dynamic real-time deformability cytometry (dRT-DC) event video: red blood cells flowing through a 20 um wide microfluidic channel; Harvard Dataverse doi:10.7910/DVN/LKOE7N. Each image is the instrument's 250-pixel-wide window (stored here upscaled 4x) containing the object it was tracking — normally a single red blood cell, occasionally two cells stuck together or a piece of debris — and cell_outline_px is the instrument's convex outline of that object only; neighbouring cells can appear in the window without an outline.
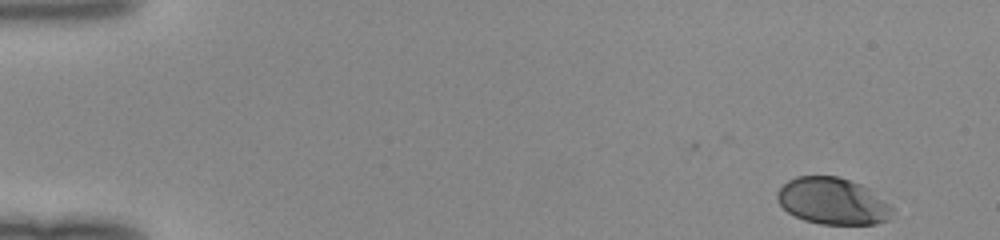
{"species": "human", "species_latin": "Homo sapiens", "temperature_condition": "room temperature", "stored_images_in_passage": 43, "camera_frame_rate_fps": 3000, "um_per_image_px": 0.085, "donor": {"sex": "female"}, "frame": {"image": 1, "passage_image": 1, "time_ms": 0.0, "image_size_px": [1000, 240], "cell_outline_px": [[896, 208], [888, 220], [876, 224], [820, 224], [804, 220], [788, 212], [776, 200], [776, 192], [788, 180], [796, 176], [836, 176], [860, 184], [868, 188], [892, 204]], "centroid_in_image_um": [70.81, 17.1], "position_along_channel_um": 14.2, "area_um2": 31.56}}
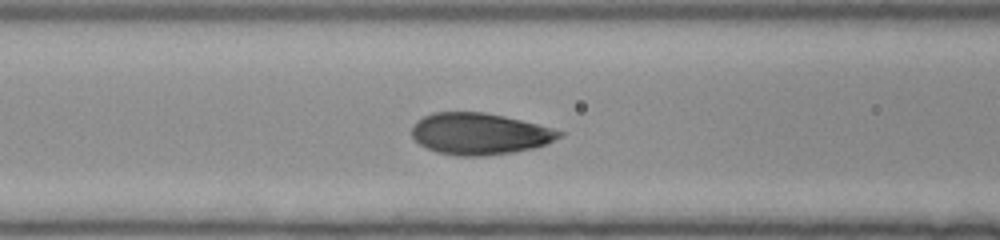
{"frame": {"image": 2, "passage_image": 19, "time_ms": 6.0, "image_size_px": [1000, 240], "cell_outline_px": [[564, 136], [548, 144], [532, 148], [512, 152], [484, 156], [456, 156], [436, 152], [420, 144], [412, 136], [412, 124], [416, 120], [432, 112], [484, 112], [504, 116], [552, 128], [564, 132]], "centroid_in_image_um": [40.76, 11.37], "position_along_channel_um": 125.8, "area_um2": 35.84}}
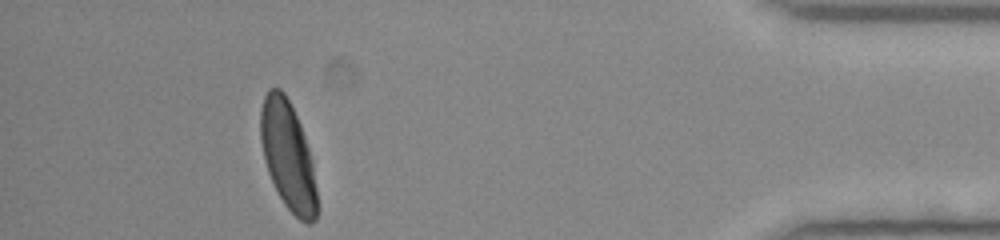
{"frame": {"image": 3, "passage_image": 43, "time_ms": 14.0, "image_size_px": [1000, 240], "cell_outline_px": [[316, 220], [312, 224], [308, 224], [300, 220], [284, 204], [268, 172], [264, 160], [260, 140], [260, 108], [264, 96], [268, 88], [280, 88], [284, 92], [300, 124], [312, 160], [316, 188]], "centroid_in_image_um": [24.45, 13.22], "position_along_channel_um": 410.7, "area_um2": 35.43}}